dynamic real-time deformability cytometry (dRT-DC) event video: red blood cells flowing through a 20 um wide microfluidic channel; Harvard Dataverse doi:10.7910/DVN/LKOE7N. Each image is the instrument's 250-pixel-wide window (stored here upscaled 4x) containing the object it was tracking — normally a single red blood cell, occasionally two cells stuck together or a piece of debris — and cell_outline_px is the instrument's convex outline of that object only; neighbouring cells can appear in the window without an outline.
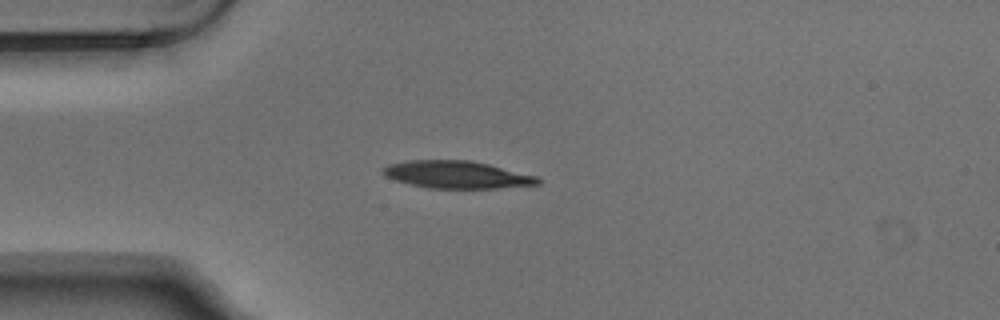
{"species": "Egyptian fruit bat (a non-hibernating species)", "species_latin": "Rousettus aegyptiacus", "temperature_condition": "warm", "stored_images_in_passage": 3, "camera_frame_rate_fps": 3000, "um_per_image_px": 0.085, "animal": {"sex": "male"}, "frame": {"image": 1, "passage_image": 3, "time_ms": 0.667, "image_size_px": [1000, 320], "cell_outline_px": [[540, 184], [496, 188], [428, 188], [408, 184], [384, 176], [380, 172], [388, 164], [408, 160], [468, 160], [488, 164], [536, 176], [540, 180]], "centroid_in_image_um": [38.77, 14.84], "position_along_channel_um": 46.2, "area_um2": 24.62}}